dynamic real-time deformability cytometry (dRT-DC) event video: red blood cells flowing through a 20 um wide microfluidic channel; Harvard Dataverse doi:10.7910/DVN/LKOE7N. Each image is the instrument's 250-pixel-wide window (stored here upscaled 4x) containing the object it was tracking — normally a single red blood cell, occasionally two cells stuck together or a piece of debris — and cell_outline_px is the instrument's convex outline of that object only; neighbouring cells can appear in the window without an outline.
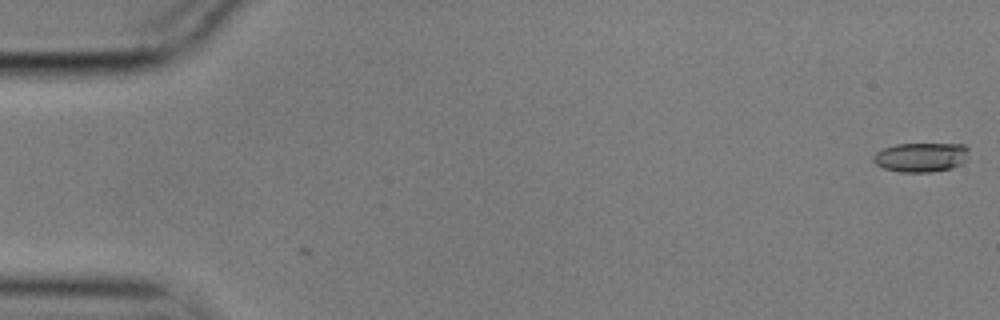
{"species": "common noctule bat (a hibernating species)", "species_latin": "Nyctalus noctula", "temperature_condition": "cold", "stored_images_in_passage": 4, "camera_frame_rate_fps": 3000, "um_per_image_px": 0.085, "animal": {"sex": "male", "body_mass_g": 17.9}, "frame": {"image": 1, "passage_image": 4, "time_ms": 1.0, "image_size_px": [1000, 320], "cell_outline_px": [[968, 160], [952, 168], [932, 172], [900, 172], [884, 168], [876, 164], [872, 160], [872, 156], [876, 152], [884, 148], [896, 144], [964, 144], [968, 148]], "centroid_in_image_um": [78.3, 13.36], "position_along_channel_um": 6.7, "area_um2": 16.47}}